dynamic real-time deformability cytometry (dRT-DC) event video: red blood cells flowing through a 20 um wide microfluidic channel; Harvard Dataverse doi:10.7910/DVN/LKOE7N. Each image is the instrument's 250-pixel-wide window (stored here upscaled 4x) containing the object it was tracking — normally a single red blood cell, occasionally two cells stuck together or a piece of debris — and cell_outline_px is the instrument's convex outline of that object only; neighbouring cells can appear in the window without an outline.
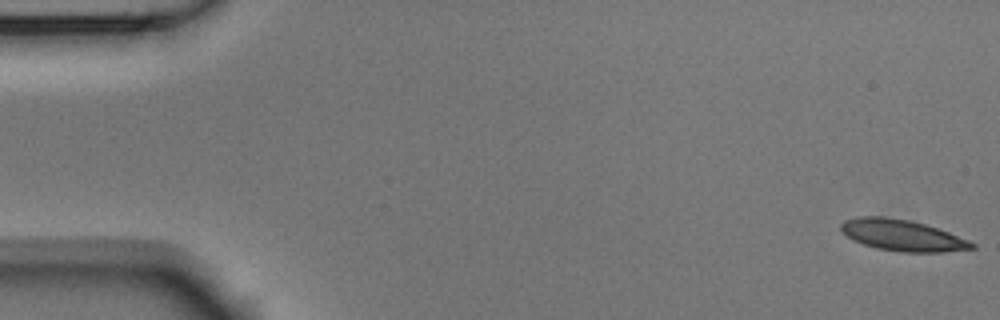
{"species": "Egyptian fruit bat (a non-hibernating species)", "species_latin": "Rousettus aegyptiacus", "temperature_condition": "room temperature", "stored_images_in_passage": 54, "camera_frame_rate_fps": 3000, "um_per_image_px": 0.085, "animal": {"sex": "male"}, "frame": {"image": 1, "passage_image": 1, "time_ms": 0.0, "image_size_px": [1000, 320], "cell_outline_px": [[976, 248], [944, 252], [900, 252], [876, 248], [852, 240], [840, 228], [840, 224], [844, 220], [860, 216], [884, 216], [908, 220], [924, 224], [948, 232], [968, 240], [976, 244]], "centroid_in_image_um": [76.68, 20.0], "position_along_channel_um": 8.3, "area_um2": 23.7}}
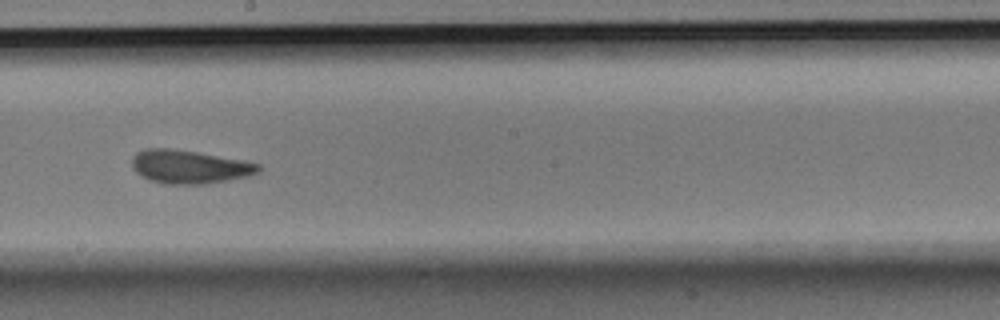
{"frame": {"image": 2, "passage_image": 30, "time_ms": 9.667, "image_size_px": [1000, 320], "cell_outline_px": [[260, 172], [248, 176], [228, 180], [204, 184], [164, 184], [140, 176], [132, 168], [132, 156], [136, 152], [148, 148], [168, 148], [196, 152], [244, 160], [260, 164]], "centroid_in_image_um": [16.09, 14.18], "position_along_channel_um": 232.1, "area_um2": 24.68}}
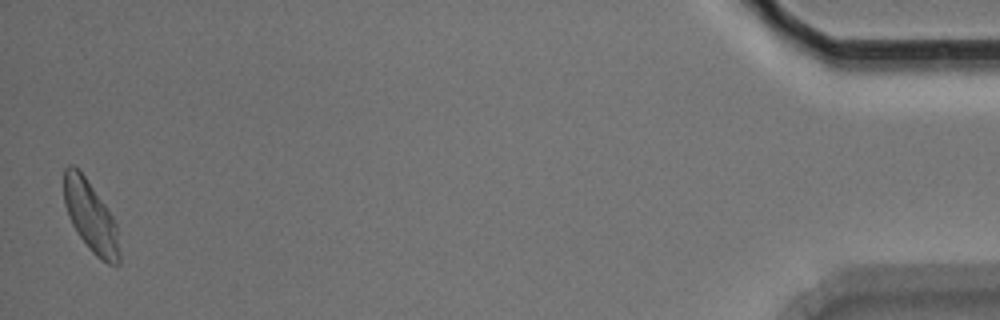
{"frame": {"image": 3, "passage_image": 53, "time_ms": 17.333, "image_size_px": [1000, 320], "cell_outline_px": [[120, 264], [116, 268], [108, 264], [96, 256], [88, 248], [76, 232], [68, 216], [64, 204], [64, 168], [68, 164], [72, 164], [84, 176], [104, 204], [112, 216], [116, 224], [120, 252]], "centroid_in_image_um": [7.71, 18.47], "position_along_channel_um": 427.5, "area_um2": 22.89}, "authors_computed_cell_mechanics": {"area_um2": 23.6402, "velocity_mm_per_s": 3.7343, "shape_relaxation_time_tau1_ms": 4.0912, "shape_relaxation_time_tau2_ms": 1.9673, "deformation_change_tau1": 0.1195, "deformation_change_tau2": 0.0738}}